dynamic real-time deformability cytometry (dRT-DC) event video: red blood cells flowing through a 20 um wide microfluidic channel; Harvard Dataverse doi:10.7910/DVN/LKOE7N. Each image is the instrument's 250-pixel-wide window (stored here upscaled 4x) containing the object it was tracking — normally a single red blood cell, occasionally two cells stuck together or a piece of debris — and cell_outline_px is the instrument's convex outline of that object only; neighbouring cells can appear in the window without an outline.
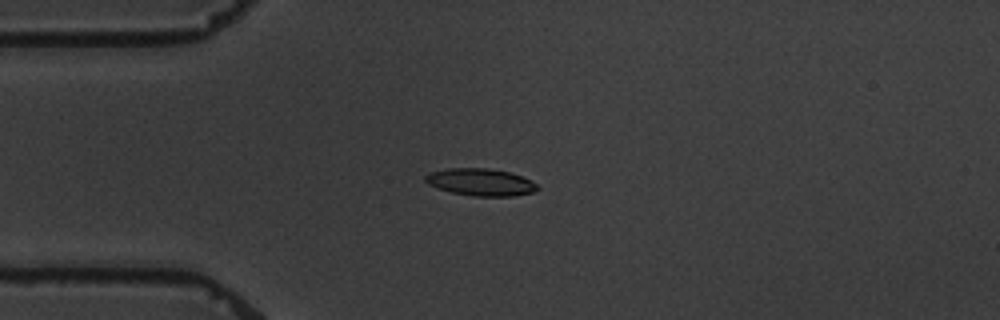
{"species": "common noctule bat (a hibernating species)", "species_latin": "Nyctalus noctula", "temperature_condition": "warm", "stored_images_in_passage": 8, "camera_frame_rate_fps": 3000, "um_per_image_px": 0.085, "animal": {"sex": "male", "body_mass_g": 19.5, "forearm_length_mm": 54.6}, "frame": {"image": 1, "passage_image": 4, "time_ms": 3.667, "image_size_px": [1000, 320], "cell_outline_px": [[540, 188], [532, 192], [512, 196], [472, 196], [452, 192], [428, 184], [424, 180], [424, 176], [428, 172], [448, 168], [488, 168], [508, 172], [532, 180]], "centroid_in_image_um": [40.83, 15.47], "position_along_channel_um": 44.2, "area_um2": 17.69}}
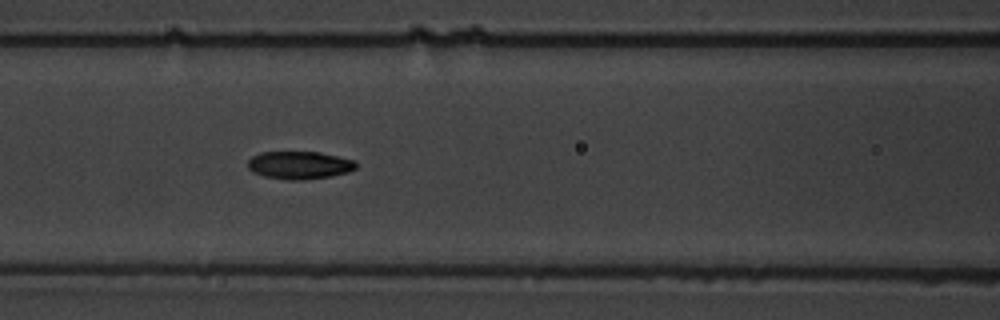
{"frame": {"image": 2, "passage_image": 7, "time_ms": 7.0, "image_size_px": [1000, 320], "cell_outline_px": [[356, 168], [348, 172], [332, 176], [300, 180], [288, 180], [264, 176], [252, 172], [248, 168], [248, 160], [252, 156], [260, 152], [320, 152], [356, 160]], "centroid_in_image_um": [25.45, 14.03], "position_along_channel_um": 141.1, "area_um2": 17.63}}
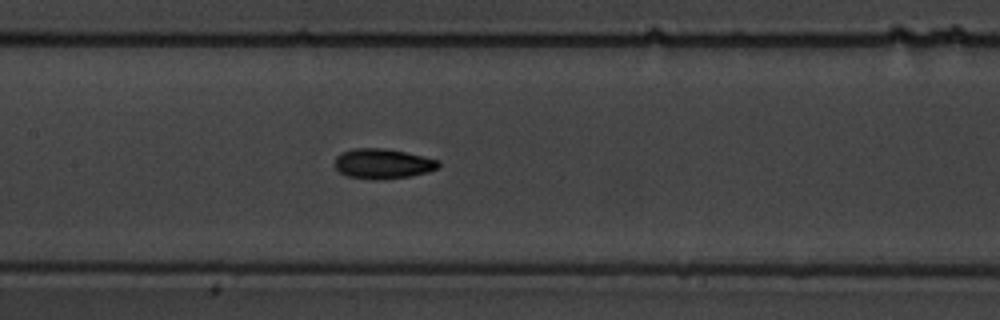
{"frame": {"image": 3, "passage_image": 8, "time_ms": 8.0, "image_size_px": [1000, 320], "cell_outline_px": [[440, 164], [436, 168], [428, 172], [408, 176], [376, 180], [348, 176], [340, 172], [332, 164], [336, 156], [340, 152], [352, 148], [384, 148], [404, 152], [440, 160]], "centroid_in_image_um": [32.48, 13.9], "position_along_channel_um": 174.9, "area_um2": 18.15}}